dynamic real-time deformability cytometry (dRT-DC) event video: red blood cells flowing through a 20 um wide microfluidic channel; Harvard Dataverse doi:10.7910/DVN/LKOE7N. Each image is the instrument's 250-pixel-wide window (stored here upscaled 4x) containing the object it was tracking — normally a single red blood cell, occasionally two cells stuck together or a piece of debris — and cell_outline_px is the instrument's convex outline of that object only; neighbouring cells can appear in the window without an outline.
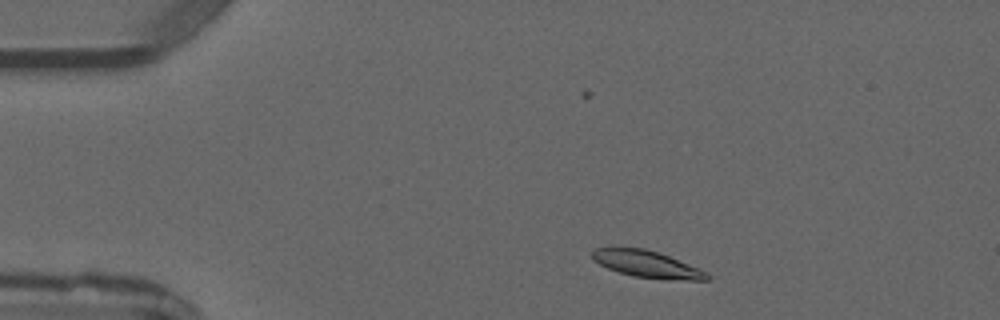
{"species": "common noctule bat (a hibernating species)", "species_latin": "Nyctalus noctula", "temperature_condition": "warm", "stored_images_in_passage": 2, "camera_frame_rate_fps": 3000, "um_per_image_px": 0.085, "animal": {"sex": "male", "forearm_length_mm": 52.5}, "frame": {"image": 1, "passage_image": 1, "time_ms": 0.0, "image_size_px": [1000, 320], "cell_outline_px": [[712, 276], [708, 280], [664, 280], [632, 276], [608, 268], [592, 260], [592, 252], [596, 248], [644, 248], [660, 252], [696, 268]], "centroid_in_image_um": [54.99, 22.46], "position_along_channel_um": 30.0, "area_um2": 17.8}}